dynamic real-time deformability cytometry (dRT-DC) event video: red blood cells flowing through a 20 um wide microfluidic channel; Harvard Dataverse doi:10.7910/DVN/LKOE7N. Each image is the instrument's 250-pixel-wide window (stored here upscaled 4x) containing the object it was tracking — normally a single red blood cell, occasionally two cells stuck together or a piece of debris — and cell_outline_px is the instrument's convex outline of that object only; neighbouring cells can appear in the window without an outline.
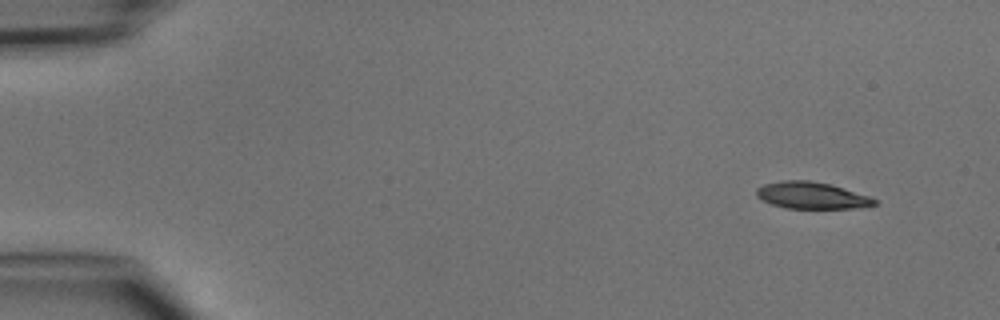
{"species": "common noctule bat (a hibernating species)", "species_latin": "Nyctalus noctula", "temperature_condition": "cold", "stored_images_in_passage": 4, "camera_frame_rate_fps": 3000, "um_per_image_px": 0.085, "animal": {"sex": "male", "body_mass_g": 15.6}, "frame": {"image": 1, "passage_image": 1, "time_ms": 0.0, "image_size_px": [1000, 320], "cell_outline_px": [[880, 204], [856, 208], [784, 208], [772, 204], [756, 196], [756, 188], [764, 184], [780, 180], [808, 180], [828, 184], [844, 188], [880, 200]], "centroid_in_image_um": [69.01, 16.61], "position_along_channel_um": 16.0, "area_um2": 18.44}}
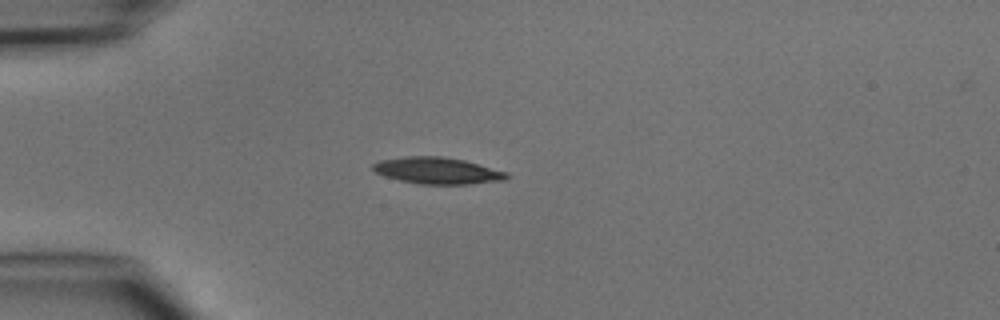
{"frame": {"image": 2, "passage_image": 3, "time_ms": 3.0, "image_size_px": [1000, 320], "cell_outline_px": [[508, 176], [504, 180], [468, 184], [420, 184], [400, 180], [384, 176], [376, 172], [372, 168], [372, 164], [380, 160], [404, 156], [440, 156], [464, 160], [508, 172]], "centroid_in_image_um": [37.16, 14.5], "position_along_channel_um": 47.8, "area_um2": 20.63}}